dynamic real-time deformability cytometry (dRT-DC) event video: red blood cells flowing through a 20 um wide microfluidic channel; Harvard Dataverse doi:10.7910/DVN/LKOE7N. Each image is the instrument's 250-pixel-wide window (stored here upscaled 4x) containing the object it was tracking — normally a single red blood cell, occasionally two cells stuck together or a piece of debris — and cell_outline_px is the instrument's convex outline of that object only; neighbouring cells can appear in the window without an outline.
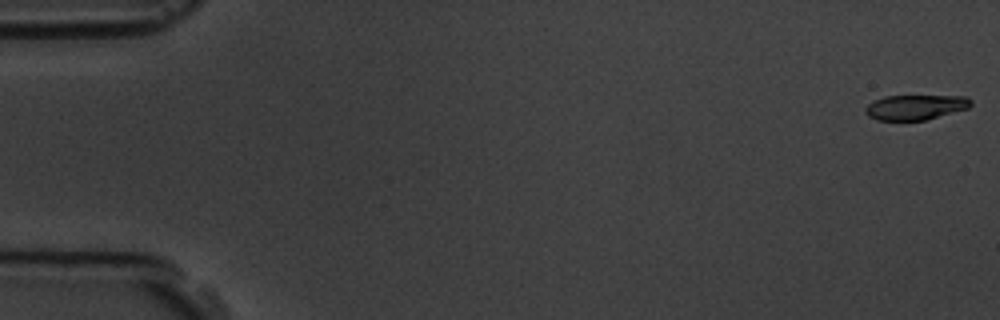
{"species": "common noctule bat (a hibernating species)", "species_latin": "Nyctalus noctula", "temperature_condition": "room temperature", "stored_images_in_passage": 5, "camera_frame_rate_fps": 3000, "um_per_image_px": 0.085, "animal": {"sex": "male", "body_mass_g": 19.5, "forearm_length_mm": 54.6}, "frame": {"image": 1, "passage_image": 1, "time_ms": 0.0, "image_size_px": [1000, 320], "cell_outline_px": [[972, 104], [968, 108], [924, 120], [876, 120], [868, 116], [864, 112], [864, 108], [868, 104], [884, 96], [968, 96], [972, 100]], "centroid_in_image_um": [77.8, 9.11], "position_along_channel_um": 7.2, "area_um2": 15.32}}